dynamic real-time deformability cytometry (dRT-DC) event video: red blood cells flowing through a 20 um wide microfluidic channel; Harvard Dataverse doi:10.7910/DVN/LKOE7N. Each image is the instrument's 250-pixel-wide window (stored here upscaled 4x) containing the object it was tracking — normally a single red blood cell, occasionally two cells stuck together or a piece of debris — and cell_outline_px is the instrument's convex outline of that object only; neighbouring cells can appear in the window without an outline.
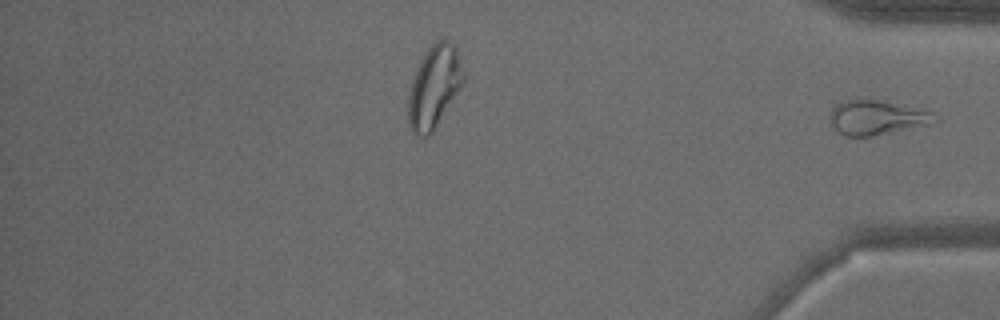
{"species": "common noctule bat (a hibernating species)", "species_latin": "Nyctalus noctula", "temperature_condition": "warm", "stored_images_in_passage": 34, "segment_of_instrument_passage": [2, 2], "camera_frame_rate_fps": 3000, "um_per_image_px": 0.085, "animal": {"sex": "male", "body_mass_g": 15.6}, "frame": {"image": 1, "passage_image": 34, "time_ms": 11.0, "image_size_px": [1000, 320], "cell_outline_px": [[940, 120], [936, 124], [872, 136], [844, 136], [828, 120], [828, 116], [832, 108], [836, 104], [844, 100], [888, 100], [924, 108], [932, 112]], "centroid_in_image_um": [74.63, 9.98], "position_along_channel_um": 360.6, "area_um2": 21.85}}